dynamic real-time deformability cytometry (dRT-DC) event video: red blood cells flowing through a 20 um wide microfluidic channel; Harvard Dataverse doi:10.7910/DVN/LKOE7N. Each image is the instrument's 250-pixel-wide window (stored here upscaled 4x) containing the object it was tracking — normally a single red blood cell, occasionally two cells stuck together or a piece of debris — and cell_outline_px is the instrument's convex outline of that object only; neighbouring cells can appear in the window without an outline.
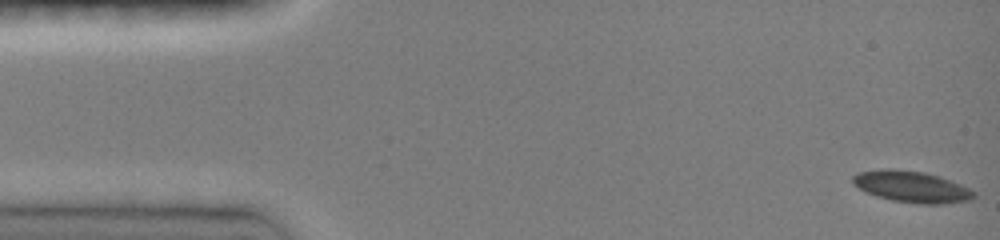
{"species": "common noctule bat (a hibernating species)", "species_latin": "Nyctalus noctula", "temperature_condition": "room temperature", "stored_images_in_passage": 47, "camera_frame_rate_fps": 3000, "um_per_image_px": 0.085, "animal": {"sex": "female", "body_mass_g": 19.0, "forearm_length_mm": 51.5}, "frame": {"image": 1, "passage_image": 1, "time_ms": 0.0, "image_size_px": [1000, 240], "cell_outline_px": [[976, 196], [972, 200], [944, 204], [920, 204], [892, 200], [876, 196], [852, 184], [852, 176], [856, 172], [888, 168], [892, 168], [924, 172], [940, 176], [960, 184], [976, 192]], "centroid_in_image_um": [77.5, 15.87], "position_along_channel_um": 7.5, "area_um2": 22.31}}
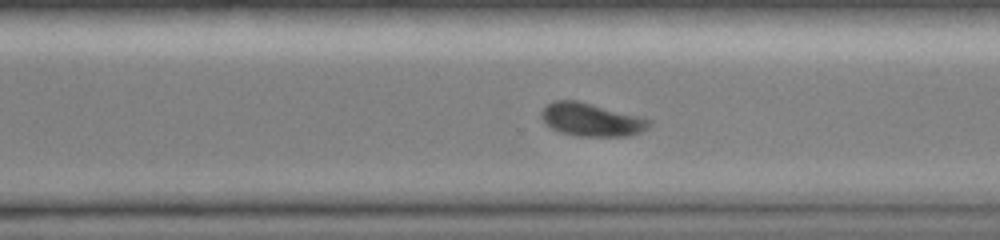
{"frame": {"image": 2, "passage_image": 33, "time_ms": 10.667, "image_size_px": [1000, 240], "cell_outline_px": [[652, 124], [648, 128], [632, 136], [576, 136], [560, 132], [552, 128], [540, 116], [540, 112], [552, 100], [576, 100], [644, 116], [652, 120]], "centroid_in_image_um": [50.33, 10.17], "position_along_channel_um": 320.3, "area_um2": 21.1}}
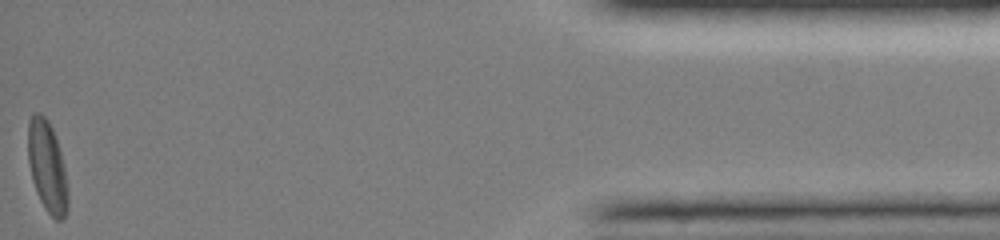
{"frame": {"image": 3, "passage_image": 47, "time_ms": 15.333, "image_size_px": [1000, 240], "cell_outline_px": [[68, 208], [64, 220], [56, 220], [44, 208], [36, 192], [32, 180], [28, 160], [28, 120], [32, 112], [40, 112], [48, 120], [52, 128], [60, 152], [64, 168], [68, 188]], "centroid_in_image_um": [4.0, 14.17], "position_along_channel_um": 431.2, "area_um2": 21.33}, "authors_computed_cell_mechanics": {"area_um2": 21.5016, "velocity_mm_per_s": 4.0592, "shape_relaxation_time_tau1_ms": 3.4776, "shape_relaxation_time_tau2_ms": null, "deformation_change_tau1": 0.117, "deformation_change_tau2": null}}